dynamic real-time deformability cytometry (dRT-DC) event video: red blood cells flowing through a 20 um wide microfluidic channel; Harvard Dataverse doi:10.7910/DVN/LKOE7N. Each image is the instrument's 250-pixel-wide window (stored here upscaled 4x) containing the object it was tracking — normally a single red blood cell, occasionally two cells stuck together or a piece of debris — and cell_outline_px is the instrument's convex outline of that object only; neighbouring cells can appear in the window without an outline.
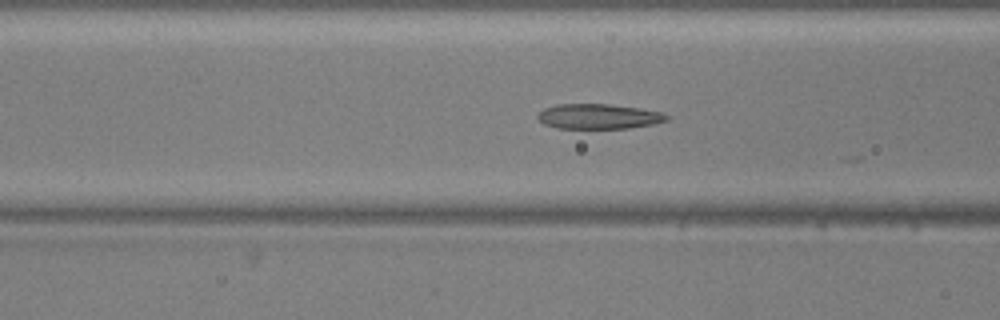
{"species": "common noctule bat (a hibernating species)", "species_latin": "Nyctalus noctula", "temperature_condition": "warm", "stored_images_in_passage": 24, "camera_frame_rate_fps": 3000, "um_per_image_px": 0.085, "animal": {"sex": "male", "body_mass_g": 20.5, "forearm_length_mm": 52.5}, "frame": {"image": 1, "passage_image": 20, "time_ms": 6.333, "image_size_px": [1000, 320], "cell_outline_px": [[668, 120], [652, 124], [628, 128], [556, 128], [544, 124], [536, 116], [544, 108], [556, 104], [608, 104], [640, 108], [660, 112], [668, 116]], "centroid_in_image_um": [50.85, 9.89], "position_along_channel_um": 115.7, "area_um2": 18.67}}
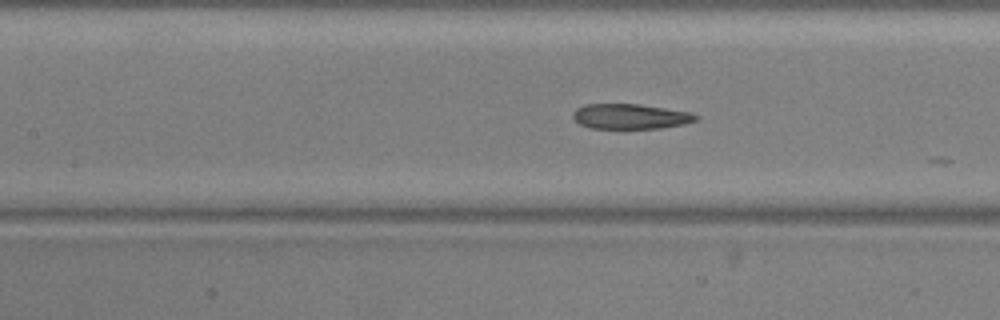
{"frame": {"image": 2, "passage_image": 23, "time_ms": 7.333, "image_size_px": [1000, 320], "cell_outline_px": [[700, 116], [696, 120], [684, 124], [660, 128], [592, 128], [580, 124], [572, 116], [572, 112], [576, 108], [584, 104], [636, 104], [692, 112]], "centroid_in_image_um": [53.58, 9.89], "position_along_channel_um": 153.8, "area_um2": 17.92}}